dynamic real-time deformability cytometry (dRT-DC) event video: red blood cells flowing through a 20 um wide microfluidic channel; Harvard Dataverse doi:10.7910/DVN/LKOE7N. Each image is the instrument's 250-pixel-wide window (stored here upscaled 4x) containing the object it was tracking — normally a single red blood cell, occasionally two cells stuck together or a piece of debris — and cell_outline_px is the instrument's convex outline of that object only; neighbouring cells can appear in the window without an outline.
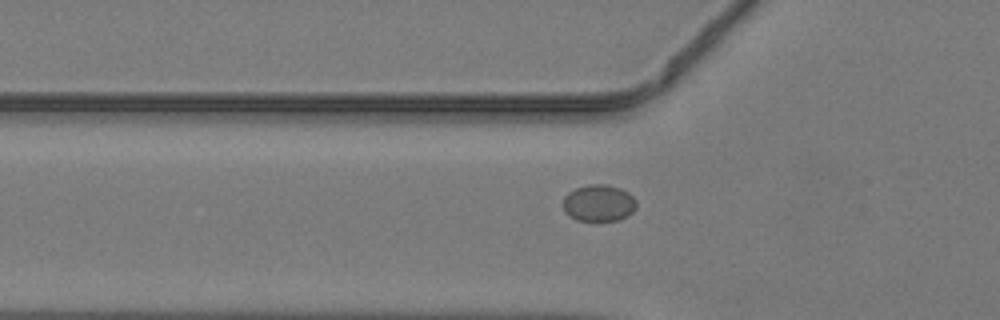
{"species": "common noctule bat (a hibernating species)", "species_latin": "Nyctalus noctula", "temperature_condition": "warm", "stored_images_in_passage": 25, "camera_frame_rate_fps": 3000, "um_per_image_px": 0.085, "animal": {"sex": "male", "body_mass_g": 19.2, "forearm_length_mm": 51.8}, "frame": {"image": 1, "passage_image": 3, "time_ms": 0.667, "image_size_px": [1000, 320], "cell_outline_px": [[636, 208], [628, 216], [620, 220], [596, 224], [592, 224], [576, 220], [568, 216], [564, 212], [564, 196], [568, 192], [576, 188], [588, 184], [604, 184], [620, 188], [628, 192], [636, 200]], "centroid_in_image_um": [50.89, 17.32], "position_along_channel_um": 74.9, "area_um2": 16.47}}
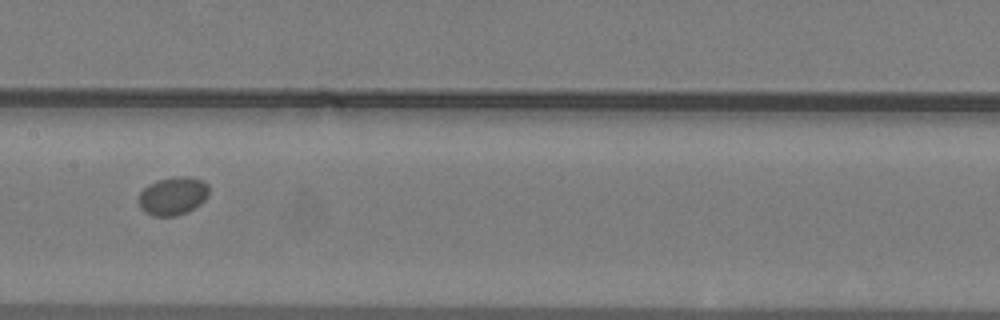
{"frame": {"image": 2, "passage_image": 11, "time_ms": 3.333, "image_size_px": [1000, 320], "cell_outline_px": [[208, 196], [200, 204], [188, 212], [176, 216], [152, 216], [144, 212], [140, 208], [140, 192], [148, 184], [156, 180], [176, 176], [188, 176], [204, 180], [208, 184]], "centroid_in_image_um": [14.71, 16.65], "position_along_channel_um": 192.7, "area_um2": 15.84}}
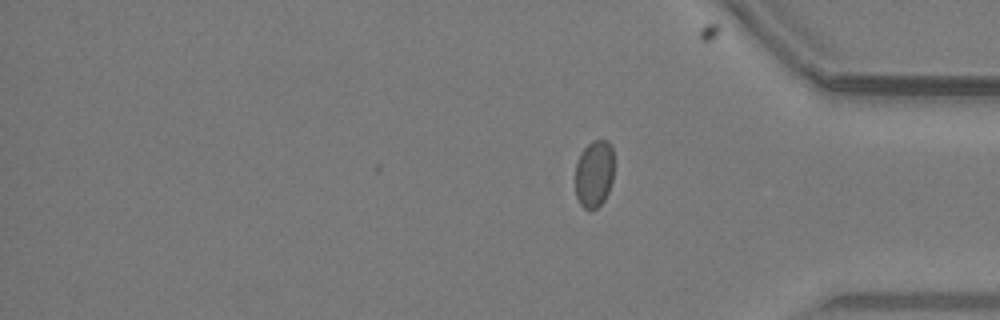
{"frame": {"image": 3, "passage_image": 25, "time_ms": 8.0, "image_size_px": [1000, 320], "cell_outline_px": [[612, 180], [608, 192], [604, 200], [596, 208], [584, 208], [580, 204], [576, 196], [576, 164], [580, 152], [592, 140], [608, 140], [612, 148]], "centroid_in_image_um": [50.49, 14.74], "position_along_channel_um": 384.7, "area_um2": 15.03}}